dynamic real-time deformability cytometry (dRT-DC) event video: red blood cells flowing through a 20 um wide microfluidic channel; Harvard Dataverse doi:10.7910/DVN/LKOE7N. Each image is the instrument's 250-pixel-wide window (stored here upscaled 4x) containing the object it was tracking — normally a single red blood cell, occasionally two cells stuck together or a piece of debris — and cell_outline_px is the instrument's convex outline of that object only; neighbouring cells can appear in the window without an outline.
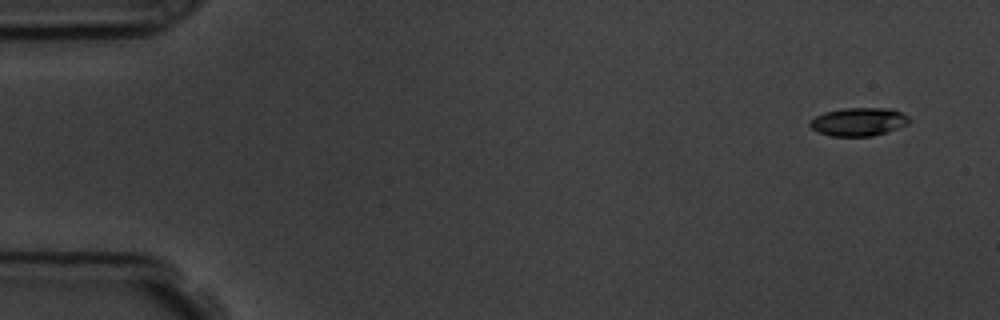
{"species": "common noctule bat (a hibernating species)", "species_latin": "Nyctalus noctula", "temperature_condition": "room temperature", "stored_images_in_passage": 4, "camera_frame_rate_fps": 3000, "um_per_image_px": 0.085, "animal": {"sex": "male", "body_mass_g": 19.5, "forearm_length_mm": 54.6}, "frame": {"image": 1, "passage_image": 1, "time_ms": 0.0, "image_size_px": [1000, 320], "cell_outline_px": [[912, 120], [908, 124], [872, 136], [832, 136], [816, 132], [808, 124], [816, 116], [824, 112], [844, 108], [892, 108], [908, 116]], "centroid_in_image_um": [72.98, 10.34], "position_along_channel_um": 12.0, "area_um2": 16.3}}
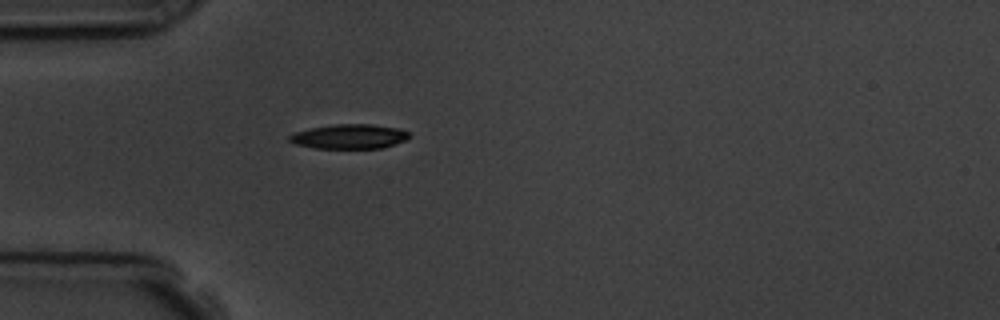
{"frame": {"image": 2, "passage_image": 4, "time_ms": 4.333, "image_size_px": [1000, 320], "cell_outline_px": [[412, 136], [408, 140], [380, 148], [312, 148], [296, 144], [288, 140], [288, 136], [292, 132], [332, 124], [372, 124], [400, 128], [408, 132]], "centroid_in_image_um": [29.71, 11.59], "position_along_channel_um": 55.3, "area_um2": 17.34}}